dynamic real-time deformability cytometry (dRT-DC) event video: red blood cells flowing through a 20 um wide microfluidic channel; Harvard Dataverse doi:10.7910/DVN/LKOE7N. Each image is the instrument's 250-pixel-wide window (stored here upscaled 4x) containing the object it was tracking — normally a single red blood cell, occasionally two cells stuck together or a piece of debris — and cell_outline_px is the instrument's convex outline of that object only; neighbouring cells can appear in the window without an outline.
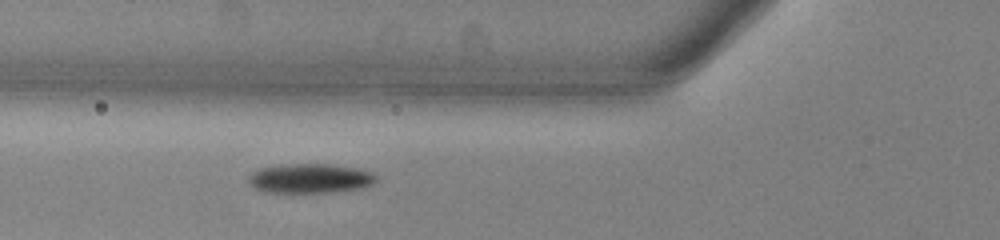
{"species": "common noctule bat (a hibernating species)", "species_latin": "Nyctalus noctula", "temperature_condition": "warm", "stored_images_in_passage": 37, "camera_frame_rate_fps": 3000, "um_per_image_px": 0.085, "animal": {"sex": "male", "body_mass_g": 13.0, "forearm_length_mm": 53.1}, "frame": {"image": 1, "passage_image": 3, "time_ms": 0.667, "image_size_px": [1000, 240], "cell_outline_px": [[376, 180], [372, 184], [364, 188], [332, 192], [264, 192], [248, 184], [248, 176], [260, 168], [284, 164], [332, 164], [356, 168], [372, 172], [376, 176]], "centroid_in_image_um": [26.36, 15.16], "position_along_channel_um": 99.4, "area_um2": 21.96}}
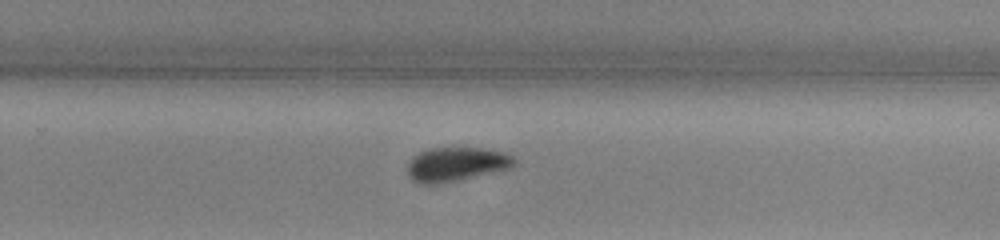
{"frame": {"image": 2, "passage_image": 18, "time_ms": 5.667, "image_size_px": [1000, 240], "cell_outline_px": [[516, 164], [512, 168], [456, 180], [436, 184], [420, 184], [412, 180], [408, 176], [408, 164], [412, 156], [420, 152], [432, 148], [480, 148], [504, 152], [512, 156], [516, 160]], "centroid_in_image_um": [38.78, 13.96], "position_along_channel_um": 291.0, "area_um2": 21.1}}
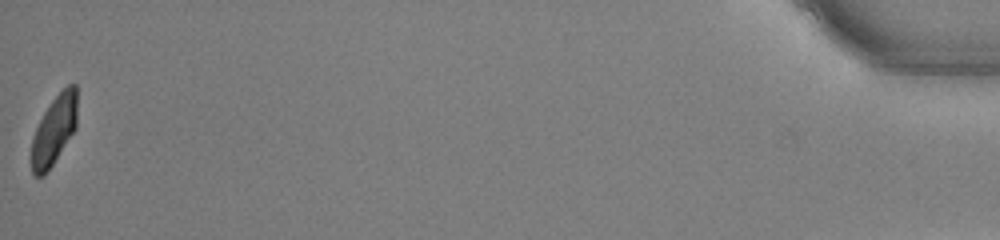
{"frame": {"image": 3, "passage_image": 37, "time_ms": 12.0, "image_size_px": [1000, 240], "cell_outline_px": [[76, 128], [44, 176], [36, 176], [32, 172], [32, 136], [48, 104], [68, 84], [76, 84]], "centroid_in_image_um": [4.59, 11.05], "position_along_channel_um": 430.6, "area_um2": 18.03}}